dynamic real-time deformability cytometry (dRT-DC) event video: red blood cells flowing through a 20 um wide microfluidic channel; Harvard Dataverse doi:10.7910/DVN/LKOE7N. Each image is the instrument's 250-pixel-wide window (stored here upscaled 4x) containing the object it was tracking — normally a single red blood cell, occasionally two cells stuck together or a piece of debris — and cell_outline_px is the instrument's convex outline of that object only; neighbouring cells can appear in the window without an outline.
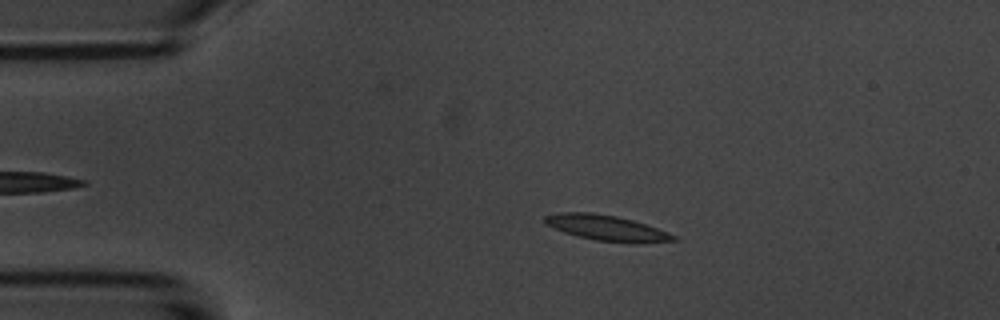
{"species": "common noctule bat (a hibernating species)", "species_latin": "Nyctalus noctula", "temperature_condition": "room temperature", "stored_images_in_passage": 6, "camera_frame_rate_fps": 3000, "um_per_image_px": 0.085, "animal": {"sex": "male", "body_mass_g": 20.1, "forearm_length_mm": 53.5}, "frame": {"image": 1, "passage_image": 4, "time_ms": 3.333, "image_size_px": [1000, 320], "cell_outline_px": [[680, 240], [596, 240], [576, 236], [564, 232], [544, 224], [544, 216], [560, 212], [592, 212], [616, 216], [632, 220], [656, 228], [676, 236]], "centroid_in_image_um": [51.37, 19.31], "position_along_channel_um": 33.6, "area_um2": 17.98}}
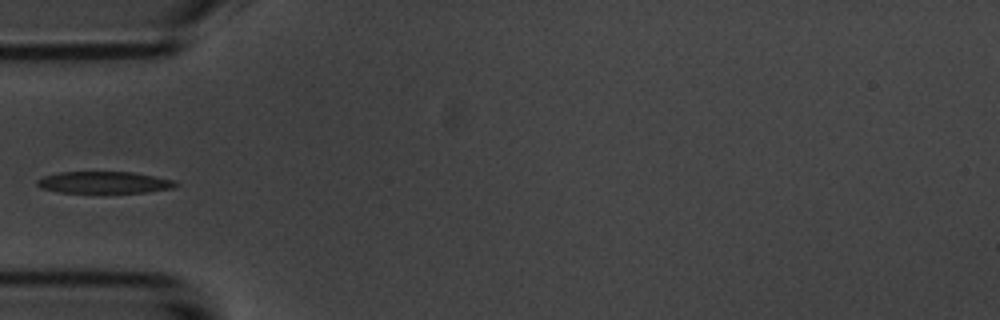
{"frame": {"image": 2, "passage_image": 6, "time_ms": 5.667, "image_size_px": [1000, 320], "cell_outline_px": [[180, 184], [172, 188], [144, 192], [60, 192], [44, 188], [36, 184], [36, 180], [44, 176], [60, 172], [132, 172], [156, 176], [172, 180]], "centroid_in_image_um": [8.87, 15.49], "position_along_channel_um": 76.1, "area_um2": 17.28}}